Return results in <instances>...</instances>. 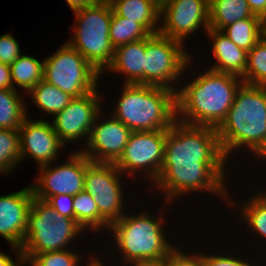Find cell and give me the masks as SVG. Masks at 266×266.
<instances>
[{"mask_svg": "<svg viewBox=\"0 0 266 266\" xmlns=\"http://www.w3.org/2000/svg\"><path fill=\"white\" fill-rule=\"evenodd\" d=\"M26 96L31 98L30 100L34 103L33 106H37L36 108L42 111V115L45 114L44 118L47 114L50 117H54L58 112L67 107L73 99L69 94L44 80L32 88Z\"/></svg>", "mask_w": 266, "mask_h": 266, "instance_id": "cb8c5ba5", "label": "cell"}, {"mask_svg": "<svg viewBox=\"0 0 266 266\" xmlns=\"http://www.w3.org/2000/svg\"><path fill=\"white\" fill-rule=\"evenodd\" d=\"M182 42L160 33L146 37L144 84L177 91L189 60L195 54Z\"/></svg>", "mask_w": 266, "mask_h": 266, "instance_id": "30bf717a", "label": "cell"}, {"mask_svg": "<svg viewBox=\"0 0 266 266\" xmlns=\"http://www.w3.org/2000/svg\"><path fill=\"white\" fill-rule=\"evenodd\" d=\"M20 135L21 163L26 158H33L37 167L58 161L60 151H65V145L57 136L51 121L31 119L29 116L18 129ZM60 153V154H59Z\"/></svg>", "mask_w": 266, "mask_h": 266, "instance_id": "2e32d148", "label": "cell"}, {"mask_svg": "<svg viewBox=\"0 0 266 266\" xmlns=\"http://www.w3.org/2000/svg\"><path fill=\"white\" fill-rule=\"evenodd\" d=\"M145 51L146 38L117 47L111 64L101 75L121 74L125 84H144Z\"/></svg>", "mask_w": 266, "mask_h": 266, "instance_id": "ffe728a7", "label": "cell"}, {"mask_svg": "<svg viewBox=\"0 0 266 266\" xmlns=\"http://www.w3.org/2000/svg\"><path fill=\"white\" fill-rule=\"evenodd\" d=\"M209 39L213 65H207L216 72L229 73L242 78L247 66V51L236 46L221 31L209 28L205 34Z\"/></svg>", "mask_w": 266, "mask_h": 266, "instance_id": "d6986e66", "label": "cell"}, {"mask_svg": "<svg viewBox=\"0 0 266 266\" xmlns=\"http://www.w3.org/2000/svg\"><path fill=\"white\" fill-rule=\"evenodd\" d=\"M123 176L115 163L90 162L87 165L84 190L92 196L97 204L99 210V233L102 236L106 230L104 234L108 232L113 222L121 219L126 214V210L130 209V207H127L128 201L126 198L128 197L126 196L128 195L127 192L130 191L125 189V187L129 189L127 187L129 184H123L126 183L127 179L126 176ZM123 185L126 186L124 187Z\"/></svg>", "mask_w": 266, "mask_h": 266, "instance_id": "ba28073f", "label": "cell"}, {"mask_svg": "<svg viewBox=\"0 0 266 266\" xmlns=\"http://www.w3.org/2000/svg\"><path fill=\"white\" fill-rule=\"evenodd\" d=\"M165 140L166 129L132 132L123 154L115 163L116 167L127 178L132 177L134 182L139 179L141 183L144 179L152 185L163 164Z\"/></svg>", "mask_w": 266, "mask_h": 266, "instance_id": "8fae6325", "label": "cell"}, {"mask_svg": "<svg viewBox=\"0 0 266 266\" xmlns=\"http://www.w3.org/2000/svg\"><path fill=\"white\" fill-rule=\"evenodd\" d=\"M150 34L137 22L112 13L109 38L114 49L130 42L148 37Z\"/></svg>", "mask_w": 266, "mask_h": 266, "instance_id": "f546056e", "label": "cell"}, {"mask_svg": "<svg viewBox=\"0 0 266 266\" xmlns=\"http://www.w3.org/2000/svg\"><path fill=\"white\" fill-rule=\"evenodd\" d=\"M59 47L44 59V81L73 98L84 96L101 86V73L76 49L66 41Z\"/></svg>", "mask_w": 266, "mask_h": 266, "instance_id": "9c48e42d", "label": "cell"}, {"mask_svg": "<svg viewBox=\"0 0 266 266\" xmlns=\"http://www.w3.org/2000/svg\"><path fill=\"white\" fill-rule=\"evenodd\" d=\"M228 246H229V244L227 245V250L231 251V252L227 253L225 251L226 254L224 252H222L221 250H220V252H217V253L215 251H212V250H207L208 248L205 249V251H206L205 252L204 247L203 248L201 247L200 249L203 250V264H204V266H261L260 265L261 263L259 261H257L259 256H258V253H256V249H255V254H253L251 252L248 255V252H247V254H245L246 252H244V253L241 252L242 254L240 253V256H239V253H237V251L235 252L236 253V255H235L234 251L232 252V250L230 249V246H229V248H228ZM207 251H212L215 254L212 253V255H211V253H209ZM252 254L253 255L257 254V258L252 257V258L248 259L249 258L248 256H250ZM252 259L253 260L255 259V261H253ZM250 260H251V262H250Z\"/></svg>", "mask_w": 266, "mask_h": 266, "instance_id": "1f68e13d", "label": "cell"}, {"mask_svg": "<svg viewBox=\"0 0 266 266\" xmlns=\"http://www.w3.org/2000/svg\"><path fill=\"white\" fill-rule=\"evenodd\" d=\"M72 13L75 24L70 26L72 36L66 42L102 74L111 64L115 50L109 38L112 6L108 0H99Z\"/></svg>", "mask_w": 266, "mask_h": 266, "instance_id": "52a82bcc", "label": "cell"}, {"mask_svg": "<svg viewBox=\"0 0 266 266\" xmlns=\"http://www.w3.org/2000/svg\"><path fill=\"white\" fill-rule=\"evenodd\" d=\"M221 32L236 46L248 52L261 39V18L238 20L224 27Z\"/></svg>", "mask_w": 266, "mask_h": 266, "instance_id": "4316f807", "label": "cell"}, {"mask_svg": "<svg viewBox=\"0 0 266 266\" xmlns=\"http://www.w3.org/2000/svg\"><path fill=\"white\" fill-rule=\"evenodd\" d=\"M22 54L17 40L10 33L0 36V62L11 65Z\"/></svg>", "mask_w": 266, "mask_h": 266, "instance_id": "836d02e7", "label": "cell"}, {"mask_svg": "<svg viewBox=\"0 0 266 266\" xmlns=\"http://www.w3.org/2000/svg\"><path fill=\"white\" fill-rule=\"evenodd\" d=\"M158 205H161L163 208L158 209L160 213L156 211V216L154 215V210L150 211L147 209L148 212L146 209L144 211L142 209L141 212L138 213L134 210V207H132V211L126 212L121 219L116 220L110 225L109 231L107 232L109 235L107 237L111 236L109 239L107 238L109 243L106 241V244H109L108 247L109 250H111L106 255L108 256L109 253V255H117L118 258L116 261H118V259L120 260L118 263L116 261L113 262V260L111 261L109 258L108 261L110 264L125 266L133 262L161 261L166 258L176 244H179L175 243V236L173 238L174 243L172 242L171 233L168 232V218L165 216L168 211L165 208H171L172 204L165 202L163 204L161 200V204ZM133 211L136 212L134 213ZM165 226L166 228H164ZM165 229H167V231ZM168 238H171V240ZM109 240L113 242V247L110 246L112 242ZM111 251L113 253H111Z\"/></svg>", "mask_w": 266, "mask_h": 266, "instance_id": "3957f363", "label": "cell"}, {"mask_svg": "<svg viewBox=\"0 0 266 266\" xmlns=\"http://www.w3.org/2000/svg\"><path fill=\"white\" fill-rule=\"evenodd\" d=\"M73 197L72 195L58 194L56 196H51L46 202L55 209L59 215L74 220Z\"/></svg>", "mask_w": 266, "mask_h": 266, "instance_id": "e575fe53", "label": "cell"}, {"mask_svg": "<svg viewBox=\"0 0 266 266\" xmlns=\"http://www.w3.org/2000/svg\"><path fill=\"white\" fill-rule=\"evenodd\" d=\"M245 18H261L253 14L247 0H209V28L221 31Z\"/></svg>", "mask_w": 266, "mask_h": 266, "instance_id": "7402d4cb", "label": "cell"}, {"mask_svg": "<svg viewBox=\"0 0 266 266\" xmlns=\"http://www.w3.org/2000/svg\"><path fill=\"white\" fill-rule=\"evenodd\" d=\"M265 252H266V250H265ZM261 258H263L262 260L265 261L263 264H264V266H266V260H265L266 258H264L263 256ZM263 264H260V265L263 266Z\"/></svg>", "mask_w": 266, "mask_h": 266, "instance_id": "ee69618b", "label": "cell"}, {"mask_svg": "<svg viewBox=\"0 0 266 266\" xmlns=\"http://www.w3.org/2000/svg\"><path fill=\"white\" fill-rule=\"evenodd\" d=\"M106 111L97 115L85 146L77 148L91 162L116 163L132 133L121 121L109 113L107 115Z\"/></svg>", "mask_w": 266, "mask_h": 266, "instance_id": "9a60e30c", "label": "cell"}, {"mask_svg": "<svg viewBox=\"0 0 266 266\" xmlns=\"http://www.w3.org/2000/svg\"><path fill=\"white\" fill-rule=\"evenodd\" d=\"M8 194L0 195V235L5 239L15 260H22L21 247L27 230L28 212L34 194L30 185Z\"/></svg>", "mask_w": 266, "mask_h": 266, "instance_id": "e0dca14e", "label": "cell"}, {"mask_svg": "<svg viewBox=\"0 0 266 266\" xmlns=\"http://www.w3.org/2000/svg\"><path fill=\"white\" fill-rule=\"evenodd\" d=\"M9 254L0 251V266H24L23 260L14 261Z\"/></svg>", "mask_w": 266, "mask_h": 266, "instance_id": "f35d334b", "label": "cell"}, {"mask_svg": "<svg viewBox=\"0 0 266 266\" xmlns=\"http://www.w3.org/2000/svg\"><path fill=\"white\" fill-rule=\"evenodd\" d=\"M84 233L75 220L59 215L46 201L34 197L28 212L21 255L73 249L75 239L84 240Z\"/></svg>", "mask_w": 266, "mask_h": 266, "instance_id": "8992f818", "label": "cell"}, {"mask_svg": "<svg viewBox=\"0 0 266 266\" xmlns=\"http://www.w3.org/2000/svg\"><path fill=\"white\" fill-rule=\"evenodd\" d=\"M72 150L59 165L55 161L36 167L38 174L30 184L35 198L47 201L51 196H75L84 190L86 168L91 161L81 151Z\"/></svg>", "mask_w": 266, "mask_h": 266, "instance_id": "7c38bea8", "label": "cell"}, {"mask_svg": "<svg viewBox=\"0 0 266 266\" xmlns=\"http://www.w3.org/2000/svg\"><path fill=\"white\" fill-rule=\"evenodd\" d=\"M19 165H21L19 130L0 129V175H11Z\"/></svg>", "mask_w": 266, "mask_h": 266, "instance_id": "83f0119b", "label": "cell"}, {"mask_svg": "<svg viewBox=\"0 0 266 266\" xmlns=\"http://www.w3.org/2000/svg\"><path fill=\"white\" fill-rule=\"evenodd\" d=\"M72 12L95 5L99 0H65Z\"/></svg>", "mask_w": 266, "mask_h": 266, "instance_id": "74e56055", "label": "cell"}, {"mask_svg": "<svg viewBox=\"0 0 266 266\" xmlns=\"http://www.w3.org/2000/svg\"><path fill=\"white\" fill-rule=\"evenodd\" d=\"M19 90L0 89V129L18 130L24 120L29 116L28 105Z\"/></svg>", "mask_w": 266, "mask_h": 266, "instance_id": "603a6c76", "label": "cell"}, {"mask_svg": "<svg viewBox=\"0 0 266 266\" xmlns=\"http://www.w3.org/2000/svg\"><path fill=\"white\" fill-rule=\"evenodd\" d=\"M10 72L13 89L18 90L22 88V91L27 94L43 80L44 59L40 61L36 57L26 55L23 52L10 65Z\"/></svg>", "mask_w": 266, "mask_h": 266, "instance_id": "d4e9b609", "label": "cell"}, {"mask_svg": "<svg viewBox=\"0 0 266 266\" xmlns=\"http://www.w3.org/2000/svg\"><path fill=\"white\" fill-rule=\"evenodd\" d=\"M108 1L117 16L139 23L149 34L159 33L161 0Z\"/></svg>", "mask_w": 266, "mask_h": 266, "instance_id": "44dd1931", "label": "cell"}, {"mask_svg": "<svg viewBox=\"0 0 266 266\" xmlns=\"http://www.w3.org/2000/svg\"><path fill=\"white\" fill-rule=\"evenodd\" d=\"M196 248L194 244V251L192 247H188L189 250L187 251L184 246L176 245L164 259L165 266H204L203 252L200 247L199 250Z\"/></svg>", "mask_w": 266, "mask_h": 266, "instance_id": "d6a6232c", "label": "cell"}, {"mask_svg": "<svg viewBox=\"0 0 266 266\" xmlns=\"http://www.w3.org/2000/svg\"><path fill=\"white\" fill-rule=\"evenodd\" d=\"M125 266H165L164 260L161 261H143V262H133Z\"/></svg>", "mask_w": 266, "mask_h": 266, "instance_id": "60d3db41", "label": "cell"}, {"mask_svg": "<svg viewBox=\"0 0 266 266\" xmlns=\"http://www.w3.org/2000/svg\"><path fill=\"white\" fill-rule=\"evenodd\" d=\"M79 250L80 248L78 251L77 249H64L36 255H22V260L24 266H28V264L29 266H83L84 264H88V262H90V260L99 252V250L96 251L92 249L93 252L86 257L85 254L79 253ZM94 251L97 253H94ZM85 258H88L87 261L83 260Z\"/></svg>", "mask_w": 266, "mask_h": 266, "instance_id": "484cf974", "label": "cell"}, {"mask_svg": "<svg viewBox=\"0 0 266 266\" xmlns=\"http://www.w3.org/2000/svg\"><path fill=\"white\" fill-rule=\"evenodd\" d=\"M97 255L98 254H96L95 256H94V258H92L91 260H90V262H88V264H86L85 266H107V265H109V266H115V265H111L110 263L108 264V262H106V260L108 259L107 257H106V255L105 256H103V255H101V257H100V259H99V256L97 257ZM103 256V257H102ZM104 257H105V259H104ZM102 258V259H101ZM105 261H104V260ZM102 260V261H101ZM104 262H105V264H104ZM117 266V265H116Z\"/></svg>", "mask_w": 266, "mask_h": 266, "instance_id": "ab89813d", "label": "cell"}, {"mask_svg": "<svg viewBox=\"0 0 266 266\" xmlns=\"http://www.w3.org/2000/svg\"><path fill=\"white\" fill-rule=\"evenodd\" d=\"M256 159H252L251 161H255L254 163H255V166H256V164L258 165V164H260V166L262 165L263 166V164L264 165H266L265 163H266V146L261 150V152L255 157ZM259 160V161H258ZM257 161L259 162V163H257ZM263 161V164L262 163H260V162H262ZM265 162V163H264Z\"/></svg>", "mask_w": 266, "mask_h": 266, "instance_id": "b9f144b4", "label": "cell"}, {"mask_svg": "<svg viewBox=\"0 0 266 266\" xmlns=\"http://www.w3.org/2000/svg\"><path fill=\"white\" fill-rule=\"evenodd\" d=\"M193 60L195 58L189 60L180 81L181 86L176 91L177 120L188 125L217 129L226 118L244 81L238 76L216 72L206 66L195 71ZM190 68L194 75L190 74L193 73Z\"/></svg>", "mask_w": 266, "mask_h": 266, "instance_id": "7a4b0ae2", "label": "cell"}, {"mask_svg": "<svg viewBox=\"0 0 266 266\" xmlns=\"http://www.w3.org/2000/svg\"><path fill=\"white\" fill-rule=\"evenodd\" d=\"M216 130L221 150L229 163L234 157L240 159L241 155L247 161L249 156L250 160L255 158L266 146V86L243 83L226 118Z\"/></svg>", "mask_w": 266, "mask_h": 266, "instance_id": "277c9868", "label": "cell"}, {"mask_svg": "<svg viewBox=\"0 0 266 266\" xmlns=\"http://www.w3.org/2000/svg\"><path fill=\"white\" fill-rule=\"evenodd\" d=\"M247 2L254 15L260 17L266 15V0H247Z\"/></svg>", "mask_w": 266, "mask_h": 266, "instance_id": "8d00e7d4", "label": "cell"}, {"mask_svg": "<svg viewBox=\"0 0 266 266\" xmlns=\"http://www.w3.org/2000/svg\"><path fill=\"white\" fill-rule=\"evenodd\" d=\"M0 89H13L10 65L0 62Z\"/></svg>", "mask_w": 266, "mask_h": 266, "instance_id": "d590c367", "label": "cell"}, {"mask_svg": "<svg viewBox=\"0 0 266 266\" xmlns=\"http://www.w3.org/2000/svg\"><path fill=\"white\" fill-rule=\"evenodd\" d=\"M261 38L266 41V15L261 17Z\"/></svg>", "mask_w": 266, "mask_h": 266, "instance_id": "7bdbcfd3", "label": "cell"}, {"mask_svg": "<svg viewBox=\"0 0 266 266\" xmlns=\"http://www.w3.org/2000/svg\"><path fill=\"white\" fill-rule=\"evenodd\" d=\"M236 161L237 159H233L234 163L229 164L225 159L215 128L188 125L177 120L166 129L160 174L148 188H152L153 196L158 192L163 194V202L169 204H175L182 198L187 200L184 198L186 195L190 198L194 194V198L200 194H212L227 204V207L229 205L230 210L238 202V198H234L233 191L229 192L231 185L228 182H231L233 174L228 175L230 169L227 168L231 165L233 169L238 166Z\"/></svg>", "mask_w": 266, "mask_h": 266, "instance_id": "6da1fadb", "label": "cell"}, {"mask_svg": "<svg viewBox=\"0 0 266 266\" xmlns=\"http://www.w3.org/2000/svg\"><path fill=\"white\" fill-rule=\"evenodd\" d=\"M99 90L101 91L100 86L84 96L73 98L67 107L51 118L53 129L67 148L70 143L80 147L78 143L81 140L84 142L82 149L88 141L94 121L103 109L100 101H103L105 96L104 93L101 95Z\"/></svg>", "mask_w": 266, "mask_h": 266, "instance_id": "4fadbf2b", "label": "cell"}, {"mask_svg": "<svg viewBox=\"0 0 266 266\" xmlns=\"http://www.w3.org/2000/svg\"><path fill=\"white\" fill-rule=\"evenodd\" d=\"M242 80L246 84L266 86V41L262 38L247 52V66Z\"/></svg>", "mask_w": 266, "mask_h": 266, "instance_id": "4dcf8cb0", "label": "cell"}, {"mask_svg": "<svg viewBox=\"0 0 266 266\" xmlns=\"http://www.w3.org/2000/svg\"><path fill=\"white\" fill-rule=\"evenodd\" d=\"M249 182L246 183V186L248 185L249 187H245L244 188L241 187V189H249L250 192H253L251 194H249V198L247 195H245L247 197H244V201L242 202H238L236 204V208H240L238 209L239 211L235 213V216L237 214V220L240 224V221L243 222V226L245 227V230L247 231L245 233V231L243 230L244 234L250 233L249 235H245L247 238L249 236L252 235V237L250 239H252V241L256 242L254 247L252 250H254L255 248L257 249L259 247V249L263 248L261 251V254H259V256L263 255L262 252H264V248L266 249V245L264 246V242L266 244V189L264 187H262L257 191L256 189L253 190V188L251 187L253 185V187L257 188V186H255L254 180L251 178V180H248ZM252 188V189H251ZM265 191H264V190ZM246 199V200H245ZM238 206V207H237ZM241 206V207H240ZM241 214V215H238ZM240 220V221H239ZM255 234V236H254ZM258 236V237H256ZM260 237V238H259ZM258 238V240H256ZM261 240V241H260ZM264 242H263V241ZM261 242V243H259ZM257 244V245H256ZM262 244V245H260ZM260 245V246H258ZM263 246V247H261Z\"/></svg>", "mask_w": 266, "mask_h": 266, "instance_id": "ac0fdd59", "label": "cell"}, {"mask_svg": "<svg viewBox=\"0 0 266 266\" xmlns=\"http://www.w3.org/2000/svg\"><path fill=\"white\" fill-rule=\"evenodd\" d=\"M119 95L110 114L132 132L169 129L177 121L174 90L124 83Z\"/></svg>", "mask_w": 266, "mask_h": 266, "instance_id": "5b68a950", "label": "cell"}, {"mask_svg": "<svg viewBox=\"0 0 266 266\" xmlns=\"http://www.w3.org/2000/svg\"><path fill=\"white\" fill-rule=\"evenodd\" d=\"M200 30H209V0H161L160 34L185 45Z\"/></svg>", "mask_w": 266, "mask_h": 266, "instance_id": "5bb4252c", "label": "cell"}, {"mask_svg": "<svg viewBox=\"0 0 266 266\" xmlns=\"http://www.w3.org/2000/svg\"><path fill=\"white\" fill-rule=\"evenodd\" d=\"M73 210L74 220L86 232L85 236L87 233L91 236L92 232L95 239V235L98 236L99 233V210L92 196L85 190L76 194L73 197Z\"/></svg>", "mask_w": 266, "mask_h": 266, "instance_id": "f1b7e54d", "label": "cell"}]
</instances>
